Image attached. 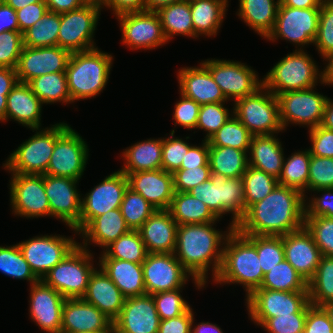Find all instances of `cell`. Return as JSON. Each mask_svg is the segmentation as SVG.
<instances>
[{
	"label": "cell",
	"instance_id": "cell-17",
	"mask_svg": "<svg viewBox=\"0 0 333 333\" xmlns=\"http://www.w3.org/2000/svg\"><path fill=\"white\" fill-rule=\"evenodd\" d=\"M89 149L71 126L56 140L46 175L80 180L86 168Z\"/></svg>",
	"mask_w": 333,
	"mask_h": 333
},
{
	"label": "cell",
	"instance_id": "cell-68",
	"mask_svg": "<svg viewBox=\"0 0 333 333\" xmlns=\"http://www.w3.org/2000/svg\"><path fill=\"white\" fill-rule=\"evenodd\" d=\"M202 145H193L188 149L187 154L182 160L180 169L197 168L205 166L209 160V142L202 140Z\"/></svg>",
	"mask_w": 333,
	"mask_h": 333
},
{
	"label": "cell",
	"instance_id": "cell-18",
	"mask_svg": "<svg viewBox=\"0 0 333 333\" xmlns=\"http://www.w3.org/2000/svg\"><path fill=\"white\" fill-rule=\"evenodd\" d=\"M146 294L183 288L192 275L174 253H148L142 263Z\"/></svg>",
	"mask_w": 333,
	"mask_h": 333
},
{
	"label": "cell",
	"instance_id": "cell-28",
	"mask_svg": "<svg viewBox=\"0 0 333 333\" xmlns=\"http://www.w3.org/2000/svg\"><path fill=\"white\" fill-rule=\"evenodd\" d=\"M177 222L168 210H156L138 229L148 253H174Z\"/></svg>",
	"mask_w": 333,
	"mask_h": 333
},
{
	"label": "cell",
	"instance_id": "cell-52",
	"mask_svg": "<svg viewBox=\"0 0 333 333\" xmlns=\"http://www.w3.org/2000/svg\"><path fill=\"white\" fill-rule=\"evenodd\" d=\"M304 227L322 255L333 257V217H304Z\"/></svg>",
	"mask_w": 333,
	"mask_h": 333
},
{
	"label": "cell",
	"instance_id": "cell-1",
	"mask_svg": "<svg viewBox=\"0 0 333 333\" xmlns=\"http://www.w3.org/2000/svg\"><path fill=\"white\" fill-rule=\"evenodd\" d=\"M304 203L299 190L278 184L246 210L236 229L243 235L284 236L304 227Z\"/></svg>",
	"mask_w": 333,
	"mask_h": 333
},
{
	"label": "cell",
	"instance_id": "cell-60",
	"mask_svg": "<svg viewBox=\"0 0 333 333\" xmlns=\"http://www.w3.org/2000/svg\"><path fill=\"white\" fill-rule=\"evenodd\" d=\"M189 193L205 203L211 212L221 219V201L219 200V174L211 173L210 179L193 187Z\"/></svg>",
	"mask_w": 333,
	"mask_h": 333
},
{
	"label": "cell",
	"instance_id": "cell-54",
	"mask_svg": "<svg viewBox=\"0 0 333 333\" xmlns=\"http://www.w3.org/2000/svg\"><path fill=\"white\" fill-rule=\"evenodd\" d=\"M225 102L210 103L200 106L196 129L206 131L204 140H208L226 121L233 116V111L224 107Z\"/></svg>",
	"mask_w": 333,
	"mask_h": 333
},
{
	"label": "cell",
	"instance_id": "cell-74",
	"mask_svg": "<svg viewBox=\"0 0 333 333\" xmlns=\"http://www.w3.org/2000/svg\"><path fill=\"white\" fill-rule=\"evenodd\" d=\"M194 319L195 318L193 317L191 333H223L222 329L218 325L210 322H200V324H196L194 327Z\"/></svg>",
	"mask_w": 333,
	"mask_h": 333
},
{
	"label": "cell",
	"instance_id": "cell-66",
	"mask_svg": "<svg viewBox=\"0 0 333 333\" xmlns=\"http://www.w3.org/2000/svg\"><path fill=\"white\" fill-rule=\"evenodd\" d=\"M48 11L46 2L28 4L27 6L16 10L19 31L23 33L38 20L42 19Z\"/></svg>",
	"mask_w": 333,
	"mask_h": 333
},
{
	"label": "cell",
	"instance_id": "cell-2",
	"mask_svg": "<svg viewBox=\"0 0 333 333\" xmlns=\"http://www.w3.org/2000/svg\"><path fill=\"white\" fill-rule=\"evenodd\" d=\"M216 223L177 226L174 254L181 265L192 275L198 289L205 287L210 266L213 280L217 277L222 265L224 242L233 229L229 225L227 231H218L213 228Z\"/></svg>",
	"mask_w": 333,
	"mask_h": 333
},
{
	"label": "cell",
	"instance_id": "cell-77",
	"mask_svg": "<svg viewBox=\"0 0 333 333\" xmlns=\"http://www.w3.org/2000/svg\"><path fill=\"white\" fill-rule=\"evenodd\" d=\"M324 60L328 63L322 71V82L324 85L333 86V52L325 56Z\"/></svg>",
	"mask_w": 333,
	"mask_h": 333
},
{
	"label": "cell",
	"instance_id": "cell-47",
	"mask_svg": "<svg viewBox=\"0 0 333 333\" xmlns=\"http://www.w3.org/2000/svg\"><path fill=\"white\" fill-rule=\"evenodd\" d=\"M252 136L249 130L233 115L208 139V142L209 146L232 147L249 151Z\"/></svg>",
	"mask_w": 333,
	"mask_h": 333
},
{
	"label": "cell",
	"instance_id": "cell-39",
	"mask_svg": "<svg viewBox=\"0 0 333 333\" xmlns=\"http://www.w3.org/2000/svg\"><path fill=\"white\" fill-rule=\"evenodd\" d=\"M168 42L174 35L194 38V28L189 0L173 3L157 12Z\"/></svg>",
	"mask_w": 333,
	"mask_h": 333
},
{
	"label": "cell",
	"instance_id": "cell-33",
	"mask_svg": "<svg viewBox=\"0 0 333 333\" xmlns=\"http://www.w3.org/2000/svg\"><path fill=\"white\" fill-rule=\"evenodd\" d=\"M249 166L279 178L282 173L284 152L275 135L252 136L249 147Z\"/></svg>",
	"mask_w": 333,
	"mask_h": 333
},
{
	"label": "cell",
	"instance_id": "cell-44",
	"mask_svg": "<svg viewBox=\"0 0 333 333\" xmlns=\"http://www.w3.org/2000/svg\"><path fill=\"white\" fill-rule=\"evenodd\" d=\"M308 295L312 306L333 302V257L322 255L315 275L308 282Z\"/></svg>",
	"mask_w": 333,
	"mask_h": 333
},
{
	"label": "cell",
	"instance_id": "cell-34",
	"mask_svg": "<svg viewBox=\"0 0 333 333\" xmlns=\"http://www.w3.org/2000/svg\"><path fill=\"white\" fill-rule=\"evenodd\" d=\"M122 151L125 160L122 169L125 175L137 171L162 169V138L137 142Z\"/></svg>",
	"mask_w": 333,
	"mask_h": 333
},
{
	"label": "cell",
	"instance_id": "cell-61",
	"mask_svg": "<svg viewBox=\"0 0 333 333\" xmlns=\"http://www.w3.org/2000/svg\"><path fill=\"white\" fill-rule=\"evenodd\" d=\"M209 162L205 166L190 169H178L173 173L174 191L189 192L193 187L210 179Z\"/></svg>",
	"mask_w": 333,
	"mask_h": 333
},
{
	"label": "cell",
	"instance_id": "cell-10",
	"mask_svg": "<svg viewBox=\"0 0 333 333\" xmlns=\"http://www.w3.org/2000/svg\"><path fill=\"white\" fill-rule=\"evenodd\" d=\"M251 320L261 326L267 319L299 313L308 303V291H276L257 288L247 298Z\"/></svg>",
	"mask_w": 333,
	"mask_h": 333
},
{
	"label": "cell",
	"instance_id": "cell-24",
	"mask_svg": "<svg viewBox=\"0 0 333 333\" xmlns=\"http://www.w3.org/2000/svg\"><path fill=\"white\" fill-rule=\"evenodd\" d=\"M113 332V321L83 298L65 299L62 308L61 333Z\"/></svg>",
	"mask_w": 333,
	"mask_h": 333
},
{
	"label": "cell",
	"instance_id": "cell-4",
	"mask_svg": "<svg viewBox=\"0 0 333 333\" xmlns=\"http://www.w3.org/2000/svg\"><path fill=\"white\" fill-rule=\"evenodd\" d=\"M113 56L98 47L71 53L67 67L68 91L72 103L94 98L104 90L113 65Z\"/></svg>",
	"mask_w": 333,
	"mask_h": 333
},
{
	"label": "cell",
	"instance_id": "cell-6",
	"mask_svg": "<svg viewBox=\"0 0 333 333\" xmlns=\"http://www.w3.org/2000/svg\"><path fill=\"white\" fill-rule=\"evenodd\" d=\"M70 127L60 122L49 128L31 129L36 133L19 145L3 163L10 173L44 175L53 153L56 140Z\"/></svg>",
	"mask_w": 333,
	"mask_h": 333
},
{
	"label": "cell",
	"instance_id": "cell-40",
	"mask_svg": "<svg viewBox=\"0 0 333 333\" xmlns=\"http://www.w3.org/2000/svg\"><path fill=\"white\" fill-rule=\"evenodd\" d=\"M219 200L221 201V218L232 214L230 226L236 228L245 215L244 185L242 178H227L219 174Z\"/></svg>",
	"mask_w": 333,
	"mask_h": 333
},
{
	"label": "cell",
	"instance_id": "cell-56",
	"mask_svg": "<svg viewBox=\"0 0 333 333\" xmlns=\"http://www.w3.org/2000/svg\"><path fill=\"white\" fill-rule=\"evenodd\" d=\"M175 131L170 132V137L162 138V169L174 173L180 169L183 158L192 146L182 138L174 137Z\"/></svg>",
	"mask_w": 333,
	"mask_h": 333
},
{
	"label": "cell",
	"instance_id": "cell-70",
	"mask_svg": "<svg viewBox=\"0 0 333 333\" xmlns=\"http://www.w3.org/2000/svg\"><path fill=\"white\" fill-rule=\"evenodd\" d=\"M5 31H19L16 11L0 1V33Z\"/></svg>",
	"mask_w": 333,
	"mask_h": 333
},
{
	"label": "cell",
	"instance_id": "cell-30",
	"mask_svg": "<svg viewBox=\"0 0 333 333\" xmlns=\"http://www.w3.org/2000/svg\"><path fill=\"white\" fill-rule=\"evenodd\" d=\"M42 106L30 86L18 82L7 95L5 121L13 119L30 129L40 128Z\"/></svg>",
	"mask_w": 333,
	"mask_h": 333
},
{
	"label": "cell",
	"instance_id": "cell-25",
	"mask_svg": "<svg viewBox=\"0 0 333 333\" xmlns=\"http://www.w3.org/2000/svg\"><path fill=\"white\" fill-rule=\"evenodd\" d=\"M128 185L157 210H168L174 191L173 173L163 169L129 173Z\"/></svg>",
	"mask_w": 333,
	"mask_h": 333
},
{
	"label": "cell",
	"instance_id": "cell-23",
	"mask_svg": "<svg viewBox=\"0 0 333 333\" xmlns=\"http://www.w3.org/2000/svg\"><path fill=\"white\" fill-rule=\"evenodd\" d=\"M30 319L46 333H61L62 308L66 298L42 280L30 287Z\"/></svg>",
	"mask_w": 333,
	"mask_h": 333
},
{
	"label": "cell",
	"instance_id": "cell-21",
	"mask_svg": "<svg viewBox=\"0 0 333 333\" xmlns=\"http://www.w3.org/2000/svg\"><path fill=\"white\" fill-rule=\"evenodd\" d=\"M71 53L59 46H24L16 68L20 83H29L44 74L66 72Z\"/></svg>",
	"mask_w": 333,
	"mask_h": 333
},
{
	"label": "cell",
	"instance_id": "cell-20",
	"mask_svg": "<svg viewBox=\"0 0 333 333\" xmlns=\"http://www.w3.org/2000/svg\"><path fill=\"white\" fill-rule=\"evenodd\" d=\"M122 31V43L133 49L150 50L168 42L157 13L140 11L116 17Z\"/></svg>",
	"mask_w": 333,
	"mask_h": 333
},
{
	"label": "cell",
	"instance_id": "cell-3",
	"mask_svg": "<svg viewBox=\"0 0 333 333\" xmlns=\"http://www.w3.org/2000/svg\"><path fill=\"white\" fill-rule=\"evenodd\" d=\"M254 244L236 228L229 232L223 246V259L215 283L240 284L247 298L260 288L264 274Z\"/></svg>",
	"mask_w": 333,
	"mask_h": 333
},
{
	"label": "cell",
	"instance_id": "cell-57",
	"mask_svg": "<svg viewBox=\"0 0 333 333\" xmlns=\"http://www.w3.org/2000/svg\"><path fill=\"white\" fill-rule=\"evenodd\" d=\"M23 47V33L20 31L0 33V67L16 69Z\"/></svg>",
	"mask_w": 333,
	"mask_h": 333
},
{
	"label": "cell",
	"instance_id": "cell-5",
	"mask_svg": "<svg viewBox=\"0 0 333 333\" xmlns=\"http://www.w3.org/2000/svg\"><path fill=\"white\" fill-rule=\"evenodd\" d=\"M263 77V86L275 96L281 93L312 88L322 82V71L307 52L296 47ZM319 80V82H318Z\"/></svg>",
	"mask_w": 333,
	"mask_h": 333
},
{
	"label": "cell",
	"instance_id": "cell-12",
	"mask_svg": "<svg viewBox=\"0 0 333 333\" xmlns=\"http://www.w3.org/2000/svg\"><path fill=\"white\" fill-rule=\"evenodd\" d=\"M320 8H292L279 3L276 22L266 39H283L304 47L314 43L319 23Z\"/></svg>",
	"mask_w": 333,
	"mask_h": 333
},
{
	"label": "cell",
	"instance_id": "cell-59",
	"mask_svg": "<svg viewBox=\"0 0 333 333\" xmlns=\"http://www.w3.org/2000/svg\"><path fill=\"white\" fill-rule=\"evenodd\" d=\"M310 302L299 312L292 315H280L267 319L261 327L267 333H302Z\"/></svg>",
	"mask_w": 333,
	"mask_h": 333
},
{
	"label": "cell",
	"instance_id": "cell-11",
	"mask_svg": "<svg viewBox=\"0 0 333 333\" xmlns=\"http://www.w3.org/2000/svg\"><path fill=\"white\" fill-rule=\"evenodd\" d=\"M201 63L228 101L252 95L263 86V80H259L252 67L236 60L207 59Z\"/></svg>",
	"mask_w": 333,
	"mask_h": 333
},
{
	"label": "cell",
	"instance_id": "cell-13",
	"mask_svg": "<svg viewBox=\"0 0 333 333\" xmlns=\"http://www.w3.org/2000/svg\"><path fill=\"white\" fill-rule=\"evenodd\" d=\"M101 10L84 5L60 14L58 46L70 53L96 48L93 40Z\"/></svg>",
	"mask_w": 333,
	"mask_h": 333
},
{
	"label": "cell",
	"instance_id": "cell-22",
	"mask_svg": "<svg viewBox=\"0 0 333 333\" xmlns=\"http://www.w3.org/2000/svg\"><path fill=\"white\" fill-rule=\"evenodd\" d=\"M160 317L152 295L128 297L113 321V333H158Z\"/></svg>",
	"mask_w": 333,
	"mask_h": 333
},
{
	"label": "cell",
	"instance_id": "cell-27",
	"mask_svg": "<svg viewBox=\"0 0 333 333\" xmlns=\"http://www.w3.org/2000/svg\"><path fill=\"white\" fill-rule=\"evenodd\" d=\"M177 78L179 92L196 101L200 106L228 102L209 70L201 62L199 67L180 68Z\"/></svg>",
	"mask_w": 333,
	"mask_h": 333
},
{
	"label": "cell",
	"instance_id": "cell-42",
	"mask_svg": "<svg viewBox=\"0 0 333 333\" xmlns=\"http://www.w3.org/2000/svg\"><path fill=\"white\" fill-rule=\"evenodd\" d=\"M283 160L282 173L278 184L299 190L306 198L308 191V178L311 154L309 149L292 153Z\"/></svg>",
	"mask_w": 333,
	"mask_h": 333
},
{
	"label": "cell",
	"instance_id": "cell-48",
	"mask_svg": "<svg viewBox=\"0 0 333 333\" xmlns=\"http://www.w3.org/2000/svg\"><path fill=\"white\" fill-rule=\"evenodd\" d=\"M244 185L245 213L254 203L263 200L278 185V179L251 166L242 176Z\"/></svg>",
	"mask_w": 333,
	"mask_h": 333
},
{
	"label": "cell",
	"instance_id": "cell-16",
	"mask_svg": "<svg viewBox=\"0 0 333 333\" xmlns=\"http://www.w3.org/2000/svg\"><path fill=\"white\" fill-rule=\"evenodd\" d=\"M129 187L128 178L120 170L108 175L81 198L79 233L95 218L120 208Z\"/></svg>",
	"mask_w": 333,
	"mask_h": 333
},
{
	"label": "cell",
	"instance_id": "cell-49",
	"mask_svg": "<svg viewBox=\"0 0 333 333\" xmlns=\"http://www.w3.org/2000/svg\"><path fill=\"white\" fill-rule=\"evenodd\" d=\"M0 272L13 279L27 280L30 286L40 281L24 259L18 243L12 246H0Z\"/></svg>",
	"mask_w": 333,
	"mask_h": 333
},
{
	"label": "cell",
	"instance_id": "cell-53",
	"mask_svg": "<svg viewBox=\"0 0 333 333\" xmlns=\"http://www.w3.org/2000/svg\"><path fill=\"white\" fill-rule=\"evenodd\" d=\"M313 45L323 58L333 52V0H323L321 3Z\"/></svg>",
	"mask_w": 333,
	"mask_h": 333
},
{
	"label": "cell",
	"instance_id": "cell-76",
	"mask_svg": "<svg viewBox=\"0 0 333 333\" xmlns=\"http://www.w3.org/2000/svg\"><path fill=\"white\" fill-rule=\"evenodd\" d=\"M184 0H145V11L157 13L162 8Z\"/></svg>",
	"mask_w": 333,
	"mask_h": 333
},
{
	"label": "cell",
	"instance_id": "cell-75",
	"mask_svg": "<svg viewBox=\"0 0 333 333\" xmlns=\"http://www.w3.org/2000/svg\"><path fill=\"white\" fill-rule=\"evenodd\" d=\"M323 128L333 131V100L327 98L321 125Z\"/></svg>",
	"mask_w": 333,
	"mask_h": 333
},
{
	"label": "cell",
	"instance_id": "cell-37",
	"mask_svg": "<svg viewBox=\"0 0 333 333\" xmlns=\"http://www.w3.org/2000/svg\"><path fill=\"white\" fill-rule=\"evenodd\" d=\"M178 225L217 222L208 206L189 192H175L168 208Z\"/></svg>",
	"mask_w": 333,
	"mask_h": 333
},
{
	"label": "cell",
	"instance_id": "cell-32",
	"mask_svg": "<svg viewBox=\"0 0 333 333\" xmlns=\"http://www.w3.org/2000/svg\"><path fill=\"white\" fill-rule=\"evenodd\" d=\"M129 230L130 228L126 225L120 208H117L95 217L79 233L84 238L79 245L88 249L87 245H91L90 242H92L105 249Z\"/></svg>",
	"mask_w": 333,
	"mask_h": 333
},
{
	"label": "cell",
	"instance_id": "cell-67",
	"mask_svg": "<svg viewBox=\"0 0 333 333\" xmlns=\"http://www.w3.org/2000/svg\"><path fill=\"white\" fill-rule=\"evenodd\" d=\"M193 317V309L190 308L180 316L160 320L158 333H191Z\"/></svg>",
	"mask_w": 333,
	"mask_h": 333
},
{
	"label": "cell",
	"instance_id": "cell-15",
	"mask_svg": "<svg viewBox=\"0 0 333 333\" xmlns=\"http://www.w3.org/2000/svg\"><path fill=\"white\" fill-rule=\"evenodd\" d=\"M10 205L14 215L28 218L50 216L44 175L11 173Z\"/></svg>",
	"mask_w": 333,
	"mask_h": 333
},
{
	"label": "cell",
	"instance_id": "cell-73",
	"mask_svg": "<svg viewBox=\"0 0 333 333\" xmlns=\"http://www.w3.org/2000/svg\"><path fill=\"white\" fill-rule=\"evenodd\" d=\"M280 4L292 8H320L323 0H279Z\"/></svg>",
	"mask_w": 333,
	"mask_h": 333
},
{
	"label": "cell",
	"instance_id": "cell-8",
	"mask_svg": "<svg viewBox=\"0 0 333 333\" xmlns=\"http://www.w3.org/2000/svg\"><path fill=\"white\" fill-rule=\"evenodd\" d=\"M233 115L253 136L274 135L284 131L277 97L262 86L254 94L234 101Z\"/></svg>",
	"mask_w": 333,
	"mask_h": 333
},
{
	"label": "cell",
	"instance_id": "cell-79",
	"mask_svg": "<svg viewBox=\"0 0 333 333\" xmlns=\"http://www.w3.org/2000/svg\"><path fill=\"white\" fill-rule=\"evenodd\" d=\"M9 93H0V121L5 122L6 102Z\"/></svg>",
	"mask_w": 333,
	"mask_h": 333
},
{
	"label": "cell",
	"instance_id": "cell-50",
	"mask_svg": "<svg viewBox=\"0 0 333 333\" xmlns=\"http://www.w3.org/2000/svg\"><path fill=\"white\" fill-rule=\"evenodd\" d=\"M120 210L130 230H138L157 209L142 195L128 187Z\"/></svg>",
	"mask_w": 333,
	"mask_h": 333
},
{
	"label": "cell",
	"instance_id": "cell-45",
	"mask_svg": "<svg viewBox=\"0 0 333 333\" xmlns=\"http://www.w3.org/2000/svg\"><path fill=\"white\" fill-rule=\"evenodd\" d=\"M260 288L284 292L308 291V283L294 267L284 259L264 275Z\"/></svg>",
	"mask_w": 333,
	"mask_h": 333
},
{
	"label": "cell",
	"instance_id": "cell-36",
	"mask_svg": "<svg viewBox=\"0 0 333 333\" xmlns=\"http://www.w3.org/2000/svg\"><path fill=\"white\" fill-rule=\"evenodd\" d=\"M279 0H239L238 17L265 39L272 32Z\"/></svg>",
	"mask_w": 333,
	"mask_h": 333
},
{
	"label": "cell",
	"instance_id": "cell-38",
	"mask_svg": "<svg viewBox=\"0 0 333 333\" xmlns=\"http://www.w3.org/2000/svg\"><path fill=\"white\" fill-rule=\"evenodd\" d=\"M209 166L211 173L222 174L227 178H242L248 164V151L232 147L209 146Z\"/></svg>",
	"mask_w": 333,
	"mask_h": 333
},
{
	"label": "cell",
	"instance_id": "cell-7",
	"mask_svg": "<svg viewBox=\"0 0 333 333\" xmlns=\"http://www.w3.org/2000/svg\"><path fill=\"white\" fill-rule=\"evenodd\" d=\"M93 254L79 244L57 265L42 281L64 298H82L88 287L91 274L94 272Z\"/></svg>",
	"mask_w": 333,
	"mask_h": 333
},
{
	"label": "cell",
	"instance_id": "cell-51",
	"mask_svg": "<svg viewBox=\"0 0 333 333\" xmlns=\"http://www.w3.org/2000/svg\"><path fill=\"white\" fill-rule=\"evenodd\" d=\"M256 247L262 272L265 275L285 259L283 236L245 235Z\"/></svg>",
	"mask_w": 333,
	"mask_h": 333
},
{
	"label": "cell",
	"instance_id": "cell-43",
	"mask_svg": "<svg viewBox=\"0 0 333 333\" xmlns=\"http://www.w3.org/2000/svg\"><path fill=\"white\" fill-rule=\"evenodd\" d=\"M148 255L138 230H129L108 245L99 258H114L134 263H143Z\"/></svg>",
	"mask_w": 333,
	"mask_h": 333
},
{
	"label": "cell",
	"instance_id": "cell-63",
	"mask_svg": "<svg viewBox=\"0 0 333 333\" xmlns=\"http://www.w3.org/2000/svg\"><path fill=\"white\" fill-rule=\"evenodd\" d=\"M180 100L176 102L173 114L175 126L178 124L185 129H196L200 105L180 93Z\"/></svg>",
	"mask_w": 333,
	"mask_h": 333
},
{
	"label": "cell",
	"instance_id": "cell-46",
	"mask_svg": "<svg viewBox=\"0 0 333 333\" xmlns=\"http://www.w3.org/2000/svg\"><path fill=\"white\" fill-rule=\"evenodd\" d=\"M60 14L47 11L42 19L23 32V43L27 47L58 46Z\"/></svg>",
	"mask_w": 333,
	"mask_h": 333
},
{
	"label": "cell",
	"instance_id": "cell-71",
	"mask_svg": "<svg viewBox=\"0 0 333 333\" xmlns=\"http://www.w3.org/2000/svg\"><path fill=\"white\" fill-rule=\"evenodd\" d=\"M48 11L58 14L66 13L71 10L84 6L82 0H45Z\"/></svg>",
	"mask_w": 333,
	"mask_h": 333
},
{
	"label": "cell",
	"instance_id": "cell-69",
	"mask_svg": "<svg viewBox=\"0 0 333 333\" xmlns=\"http://www.w3.org/2000/svg\"><path fill=\"white\" fill-rule=\"evenodd\" d=\"M106 8H110L115 16L126 13L145 11V0H108Z\"/></svg>",
	"mask_w": 333,
	"mask_h": 333
},
{
	"label": "cell",
	"instance_id": "cell-64",
	"mask_svg": "<svg viewBox=\"0 0 333 333\" xmlns=\"http://www.w3.org/2000/svg\"><path fill=\"white\" fill-rule=\"evenodd\" d=\"M311 140L310 154L317 157L333 158V131L317 126L310 129Z\"/></svg>",
	"mask_w": 333,
	"mask_h": 333
},
{
	"label": "cell",
	"instance_id": "cell-55",
	"mask_svg": "<svg viewBox=\"0 0 333 333\" xmlns=\"http://www.w3.org/2000/svg\"><path fill=\"white\" fill-rule=\"evenodd\" d=\"M180 292L182 288L152 294L160 320L180 316L191 308Z\"/></svg>",
	"mask_w": 333,
	"mask_h": 333
},
{
	"label": "cell",
	"instance_id": "cell-14",
	"mask_svg": "<svg viewBox=\"0 0 333 333\" xmlns=\"http://www.w3.org/2000/svg\"><path fill=\"white\" fill-rule=\"evenodd\" d=\"M78 244L72 237L55 234L35 236L19 242L18 246L33 273L42 280Z\"/></svg>",
	"mask_w": 333,
	"mask_h": 333
},
{
	"label": "cell",
	"instance_id": "cell-31",
	"mask_svg": "<svg viewBox=\"0 0 333 333\" xmlns=\"http://www.w3.org/2000/svg\"><path fill=\"white\" fill-rule=\"evenodd\" d=\"M98 265L126 298L146 294L142 263L99 258Z\"/></svg>",
	"mask_w": 333,
	"mask_h": 333
},
{
	"label": "cell",
	"instance_id": "cell-72",
	"mask_svg": "<svg viewBox=\"0 0 333 333\" xmlns=\"http://www.w3.org/2000/svg\"><path fill=\"white\" fill-rule=\"evenodd\" d=\"M18 82L16 69L0 67V93H10Z\"/></svg>",
	"mask_w": 333,
	"mask_h": 333
},
{
	"label": "cell",
	"instance_id": "cell-58",
	"mask_svg": "<svg viewBox=\"0 0 333 333\" xmlns=\"http://www.w3.org/2000/svg\"><path fill=\"white\" fill-rule=\"evenodd\" d=\"M333 188V158L311 155L308 190Z\"/></svg>",
	"mask_w": 333,
	"mask_h": 333
},
{
	"label": "cell",
	"instance_id": "cell-78",
	"mask_svg": "<svg viewBox=\"0 0 333 333\" xmlns=\"http://www.w3.org/2000/svg\"><path fill=\"white\" fill-rule=\"evenodd\" d=\"M5 4L11 6L15 11L19 10L28 4L46 2L45 0H2Z\"/></svg>",
	"mask_w": 333,
	"mask_h": 333
},
{
	"label": "cell",
	"instance_id": "cell-29",
	"mask_svg": "<svg viewBox=\"0 0 333 333\" xmlns=\"http://www.w3.org/2000/svg\"><path fill=\"white\" fill-rule=\"evenodd\" d=\"M82 298L112 321L119 316L126 299L101 268L98 270L96 268L91 274L87 291Z\"/></svg>",
	"mask_w": 333,
	"mask_h": 333
},
{
	"label": "cell",
	"instance_id": "cell-62",
	"mask_svg": "<svg viewBox=\"0 0 333 333\" xmlns=\"http://www.w3.org/2000/svg\"><path fill=\"white\" fill-rule=\"evenodd\" d=\"M312 192L321 193V195L320 197L312 195L313 198L310 199L305 198V217H333V188H319Z\"/></svg>",
	"mask_w": 333,
	"mask_h": 333
},
{
	"label": "cell",
	"instance_id": "cell-35",
	"mask_svg": "<svg viewBox=\"0 0 333 333\" xmlns=\"http://www.w3.org/2000/svg\"><path fill=\"white\" fill-rule=\"evenodd\" d=\"M194 38L216 36L228 7V0H189Z\"/></svg>",
	"mask_w": 333,
	"mask_h": 333
},
{
	"label": "cell",
	"instance_id": "cell-41",
	"mask_svg": "<svg viewBox=\"0 0 333 333\" xmlns=\"http://www.w3.org/2000/svg\"><path fill=\"white\" fill-rule=\"evenodd\" d=\"M28 85L32 92L41 100L42 104H54L56 102H62V104L72 103L68 91L66 72L44 74L32 79Z\"/></svg>",
	"mask_w": 333,
	"mask_h": 333
},
{
	"label": "cell",
	"instance_id": "cell-19",
	"mask_svg": "<svg viewBox=\"0 0 333 333\" xmlns=\"http://www.w3.org/2000/svg\"><path fill=\"white\" fill-rule=\"evenodd\" d=\"M79 180L44 174V187L50 205V217L62 220L79 235L81 195Z\"/></svg>",
	"mask_w": 333,
	"mask_h": 333
},
{
	"label": "cell",
	"instance_id": "cell-26",
	"mask_svg": "<svg viewBox=\"0 0 333 333\" xmlns=\"http://www.w3.org/2000/svg\"><path fill=\"white\" fill-rule=\"evenodd\" d=\"M285 259L308 283L315 275L322 253L305 227L283 236Z\"/></svg>",
	"mask_w": 333,
	"mask_h": 333
},
{
	"label": "cell",
	"instance_id": "cell-80",
	"mask_svg": "<svg viewBox=\"0 0 333 333\" xmlns=\"http://www.w3.org/2000/svg\"><path fill=\"white\" fill-rule=\"evenodd\" d=\"M108 0H82L84 5L94 6L99 8L100 10L107 4Z\"/></svg>",
	"mask_w": 333,
	"mask_h": 333
},
{
	"label": "cell",
	"instance_id": "cell-9",
	"mask_svg": "<svg viewBox=\"0 0 333 333\" xmlns=\"http://www.w3.org/2000/svg\"><path fill=\"white\" fill-rule=\"evenodd\" d=\"M309 89L278 94L279 117L283 130L290 123L308 127V130L321 125L327 96Z\"/></svg>",
	"mask_w": 333,
	"mask_h": 333
},
{
	"label": "cell",
	"instance_id": "cell-65",
	"mask_svg": "<svg viewBox=\"0 0 333 333\" xmlns=\"http://www.w3.org/2000/svg\"><path fill=\"white\" fill-rule=\"evenodd\" d=\"M302 333H333V325L321 307L308 309Z\"/></svg>",
	"mask_w": 333,
	"mask_h": 333
}]
</instances>
